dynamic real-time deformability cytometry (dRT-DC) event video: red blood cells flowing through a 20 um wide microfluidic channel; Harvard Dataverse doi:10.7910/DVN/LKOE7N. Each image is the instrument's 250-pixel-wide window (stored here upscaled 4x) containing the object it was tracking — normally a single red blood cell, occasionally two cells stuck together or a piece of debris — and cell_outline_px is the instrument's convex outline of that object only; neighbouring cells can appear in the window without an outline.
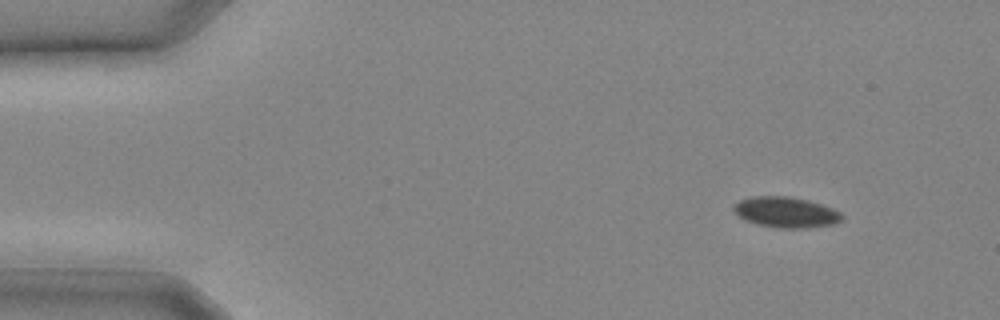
{"species": "common noctule bat (a hibernating species)", "species_latin": "Nyctalus noctula", "temperature_condition": "cold", "stored_images_in_passage": 25, "camera_frame_rate_fps": 3000, "um_per_image_px": 0.085, "animal": {"sex": "male", "body_mass_g": 20.4}, "frame": {"image": 1, "passage_image": 2, "time_ms": 0.333, "image_size_px": [1000, 320], "cell_outline_px": [[844, 216], [836, 224], [808, 228], [776, 228], [756, 224], [744, 220], [732, 208], [732, 204], [740, 200], [752, 196], [788, 196], [808, 200], [832, 208], [840, 212]], "centroid_in_image_um": [66.79, 18.04], "position_along_channel_um": 18.2, "area_um2": 19.48}}
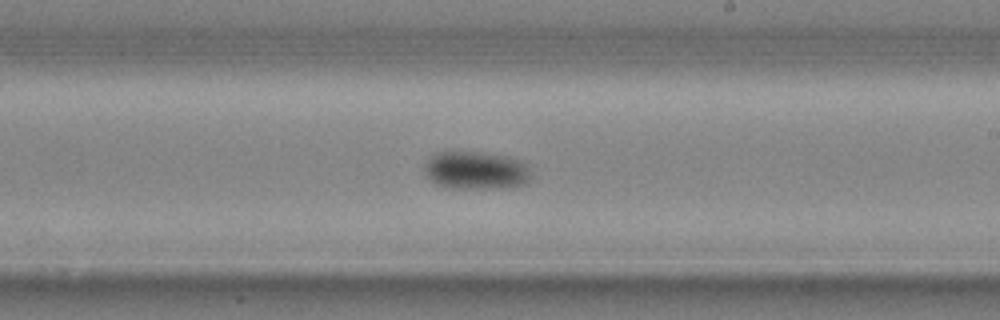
{"frame": {"image": 2, "passage_image": 15, "time_ms": 4.667, "image_size_px": [1000, 320], "cell_outline_px": [[528, 180], [524, 184], [492, 188], [452, 188], [436, 184], [424, 172], [424, 164], [436, 152], [484, 152], [508, 156], [528, 160]], "centroid_in_image_um": [40.47, 14.45], "position_along_channel_um": 248.5, "area_um2": 23.58}}
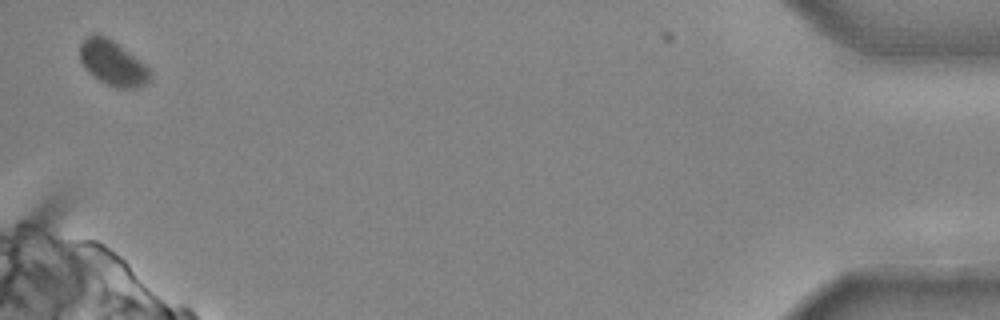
{"frame": {"image": 3, "passage_image": 25, "time_ms": 8.0, "image_size_px": [1000, 320], "cell_outline_px": [[152, 76], [144, 84], [136, 88], [116, 88], [92, 76], [84, 68], [80, 60], [80, 44], [88, 36], [104, 36], [112, 40], [140, 60], [152, 72]], "centroid_in_image_um": [9.58, 5.39], "position_along_channel_um": 425.6, "area_um2": 18.03}}